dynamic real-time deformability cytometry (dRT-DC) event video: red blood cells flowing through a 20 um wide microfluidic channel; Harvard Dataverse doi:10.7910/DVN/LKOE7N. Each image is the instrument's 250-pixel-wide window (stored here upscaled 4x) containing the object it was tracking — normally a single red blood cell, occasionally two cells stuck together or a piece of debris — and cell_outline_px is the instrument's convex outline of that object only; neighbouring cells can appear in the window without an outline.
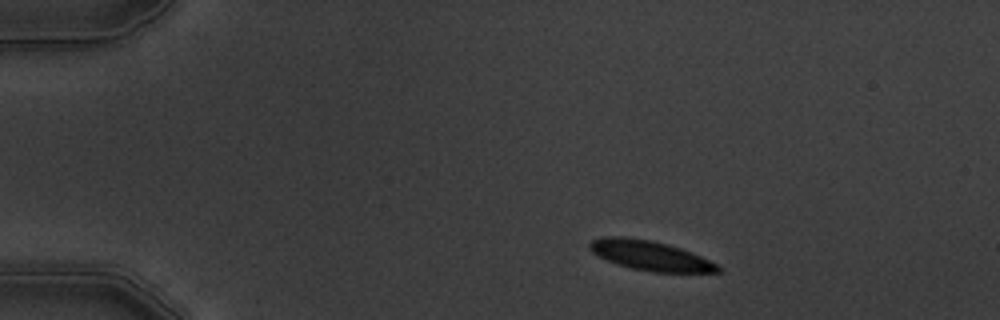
{"species": "common noctule bat (a hibernating species)", "species_latin": "Nyctalus noctula", "temperature_condition": "warm", "stored_images_in_passage": 3, "camera_frame_rate_fps": 3000, "um_per_image_px": 0.085, "animal": {"sex": "male", "body_mass_g": 19.5, "forearm_length_mm": 54.6}, "frame": {"image": 1, "passage_image": 1, "time_ms": 0.0, "image_size_px": [1000, 320], "cell_outline_px": [[724, 272], [652, 272], [632, 268], [616, 264], [592, 252], [588, 248], [588, 244], [592, 240], [600, 236], [624, 236], [648, 240], [668, 244], [692, 252], [724, 268]], "centroid_in_image_um": [55.26, 21.72], "position_along_channel_um": 29.7, "area_um2": 22.2}}